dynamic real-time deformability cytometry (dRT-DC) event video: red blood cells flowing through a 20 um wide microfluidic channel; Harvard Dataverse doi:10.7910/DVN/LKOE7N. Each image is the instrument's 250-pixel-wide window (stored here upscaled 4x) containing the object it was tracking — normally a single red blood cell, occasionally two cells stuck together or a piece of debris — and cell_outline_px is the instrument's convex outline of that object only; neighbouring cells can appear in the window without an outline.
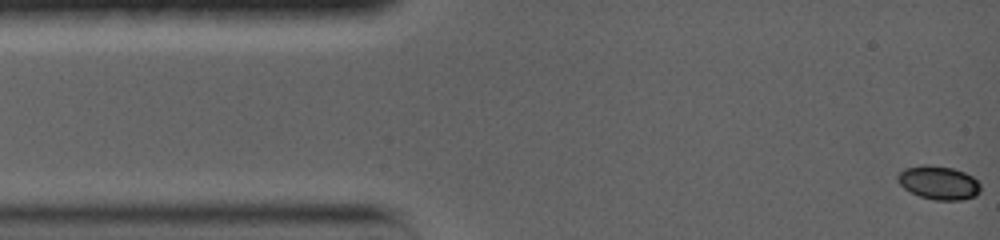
{"species": "common noctule bat (a hibernating species)", "species_latin": "Nyctalus noctula", "temperature_condition": "warm", "stored_images_in_passage": 40, "camera_frame_rate_fps": 5000, "um_per_image_px": 0.085, "animal": {"sex": "female", "body_mass_g": 19.0, "forearm_length_mm": 56.7}, "frame": {"image": 1, "passage_image": 1, "time_ms": 0.0, "image_size_px": [1000, 240], "cell_outline_px": [[980, 192], [976, 196], [964, 200], [932, 200], [920, 196], [904, 188], [896, 180], [896, 176], [904, 168], [924, 164], [928, 164], [952, 168], [964, 172], [972, 176], [980, 184]], "centroid_in_image_um": [79.78, 15.53], "position_along_channel_um": 5.2, "area_um2": 16.36}}
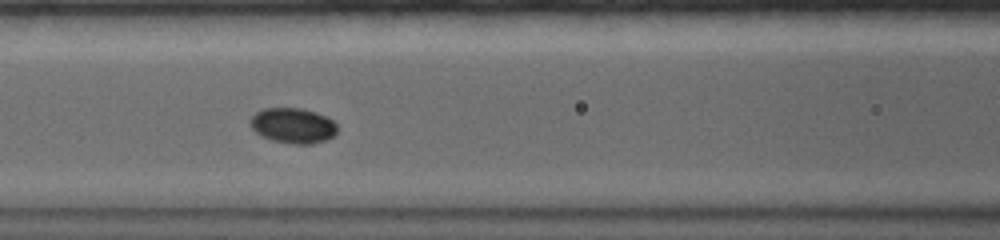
{"frame": {"image": 2, "passage_image": 15, "time_ms": 6.0, "image_size_px": [1000, 240], "cell_outline_px": [[336, 132], [328, 140], [312, 144], [292, 144], [272, 140], [256, 132], [248, 124], [248, 120], [256, 112], [264, 108], [300, 108], [316, 112], [328, 116], [336, 124]], "centroid_in_image_um": [24.9, 10.67], "position_along_channel_um": 141.7, "area_um2": 18.03}}
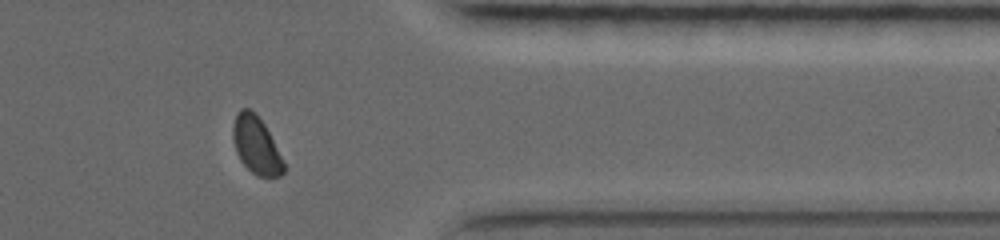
{"frame": {"image": 3, "passage_image": 36, "time_ms": 13.0, "image_size_px": [1000, 240], "cell_outline_px": [[284, 172], [280, 176], [256, 176], [240, 160], [236, 152], [232, 140], [232, 124], [240, 108], [248, 108], [256, 112], [264, 124], [284, 164]], "centroid_in_image_um": [21.73, 12.32], "position_along_channel_um": 389.7, "area_um2": 16.76}, "authors_computed_cell_mechanics": {"area_um2": 17.629, "velocity_mm_per_s": 3.6835, "shape_relaxation_time_tau1_ms": 3.2285, "shape_relaxation_time_tau2_ms": null, "deformation_change_tau1": 0.0667, "deformation_change_tau2": null}}